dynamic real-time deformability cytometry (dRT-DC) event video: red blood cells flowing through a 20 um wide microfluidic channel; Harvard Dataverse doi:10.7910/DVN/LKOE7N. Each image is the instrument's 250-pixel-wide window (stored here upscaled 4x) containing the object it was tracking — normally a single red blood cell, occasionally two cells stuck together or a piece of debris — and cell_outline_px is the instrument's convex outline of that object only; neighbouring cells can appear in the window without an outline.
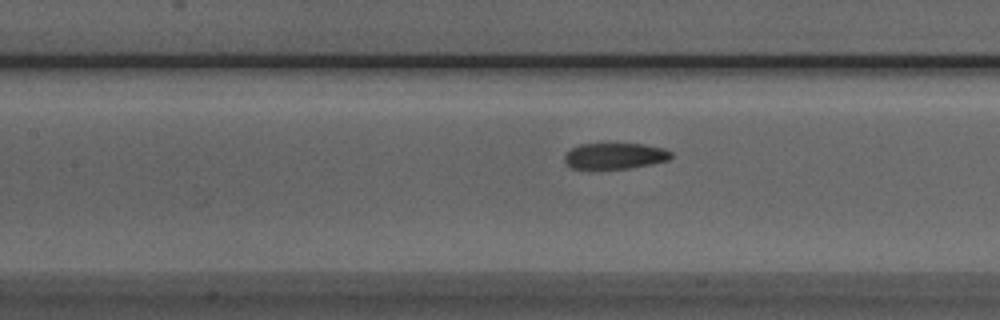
{"species": "Egyptian fruit bat (a non-hibernating species)", "species_latin": "Rousettus aegyptiacus", "temperature_condition": "room temperature", "stored_images_in_passage": 36, "camera_frame_rate_fps": 3000, "um_per_image_px": 0.085, "animal": {"sex": "male"}, "frame": {"image": 1, "passage_image": 11, "time_ms": 3.333, "image_size_px": [1000, 320], "cell_outline_px": [[672, 156], [668, 160], [628, 168], [572, 168], [564, 160], [564, 156], [572, 148], [580, 144], [644, 144], [664, 148], [672, 152]], "centroid_in_image_um": [52.28, 13.24], "position_along_channel_um": 155.1, "area_um2": 15.84}}
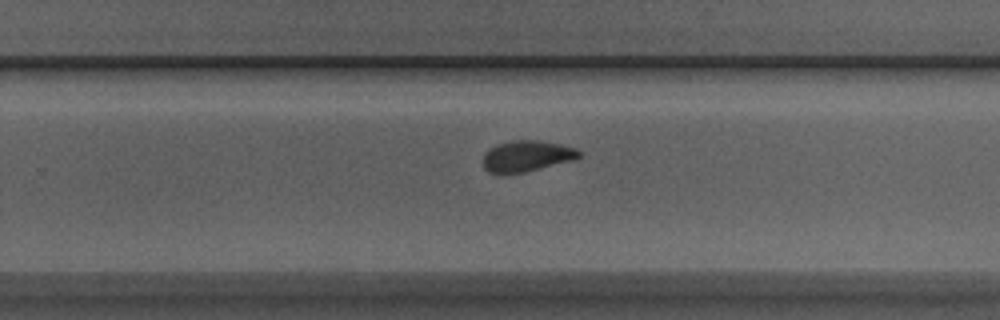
{"frame": {"image": 2, "passage_image": 21, "time_ms": 6.667, "image_size_px": [1000, 320], "cell_outline_px": [[584, 152], [580, 156], [572, 160], [520, 172], [488, 172], [484, 168], [484, 156], [488, 148], [496, 144], [512, 140], [540, 140], [560, 144], [576, 148]], "centroid_in_image_um": [44.79, 13.22], "position_along_channel_um": 285.0, "area_um2": 16.99}}
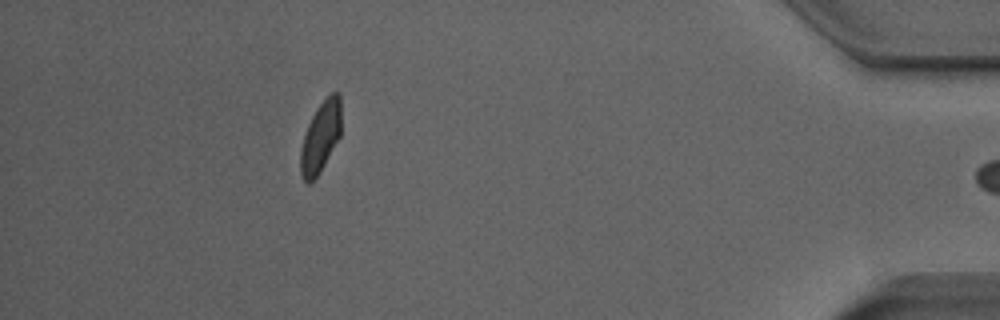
{"frame": {"image": 3, "passage_image": 35, "time_ms": 11.333, "image_size_px": [1000, 320], "cell_outline_px": [[340, 136], [320, 172], [308, 184], [304, 180], [300, 172], [300, 148], [308, 124], [316, 108], [332, 92], [340, 92]], "centroid_in_image_um": [27.24, 11.64], "position_along_channel_um": 408.0, "area_um2": 16.59}, "authors_computed_cell_mechanics": {"area_um2": 17.7157, "velocity_mm_per_s": 3.9123, "shape_relaxation_time_tau1_ms": 5.4324, "shape_relaxation_time_tau2_ms": 2.0374, "deformation_change_tau1": 0.1564, "deformation_change_tau2": 0.0874}}